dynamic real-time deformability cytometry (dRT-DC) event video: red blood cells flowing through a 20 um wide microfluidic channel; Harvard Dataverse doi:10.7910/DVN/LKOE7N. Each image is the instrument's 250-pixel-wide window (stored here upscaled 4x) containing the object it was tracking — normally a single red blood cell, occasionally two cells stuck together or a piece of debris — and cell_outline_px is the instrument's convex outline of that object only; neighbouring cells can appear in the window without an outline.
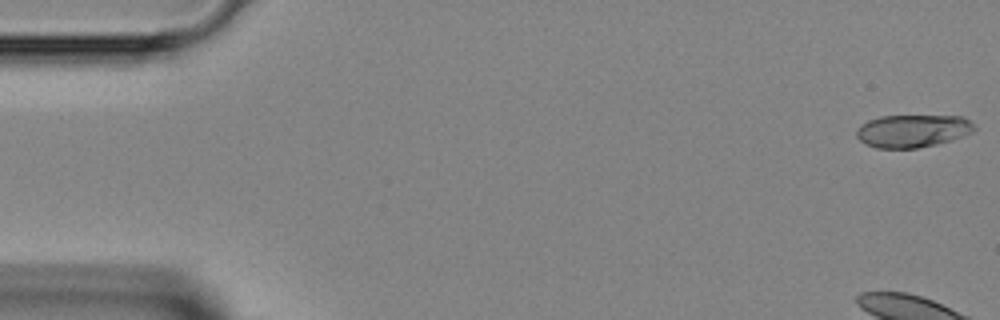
{"species": "Egyptian fruit bat (a non-hibernating species)", "species_latin": "Rousettus aegyptiacus", "temperature_condition": "room temperature", "stored_images_in_passage": 47, "camera_frame_rate_fps": 3000, "um_per_image_px": 0.085, "animal": {"sex": "female"}, "frame": {"image": 1, "passage_image": 1, "time_ms": 0.0, "image_size_px": [1000, 320], "cell_outline_px": [[976, 128], [972, 132], [952, 140], [936, 144], [916, 148], [876, 148], [860, 140], [856, 136], [856, 132], [860, 124], [868, 120], [880, 116], [964, 116]], "centroid_in_image_um": [77.56, 11.12], "position_along_channel_um": 7.4, "area_um2": 22.37}}
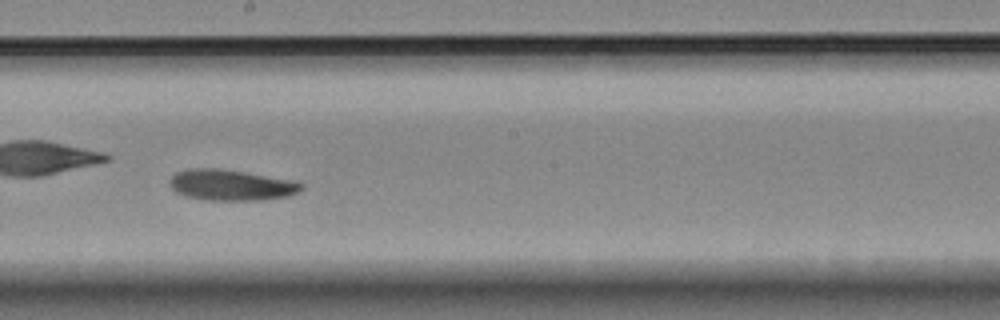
{"frame": {"image": 2, "passage_image": 26, "time_ms": 8.333, "image_size_px": [1000, 320], "cell_outline_px": [[304, 188], [300, 192], [288, 196], [264, 200], [204, 200], [184, 196], [176, 192], [172, 188], [172, 176], [176, 172], [188, 168], [220, 168], [296, 180], [304, 184]], "centroid_in_image_um": [19.71, 15.73], "position_along_channel_um": 228.5, "area_um2": 23.99}}
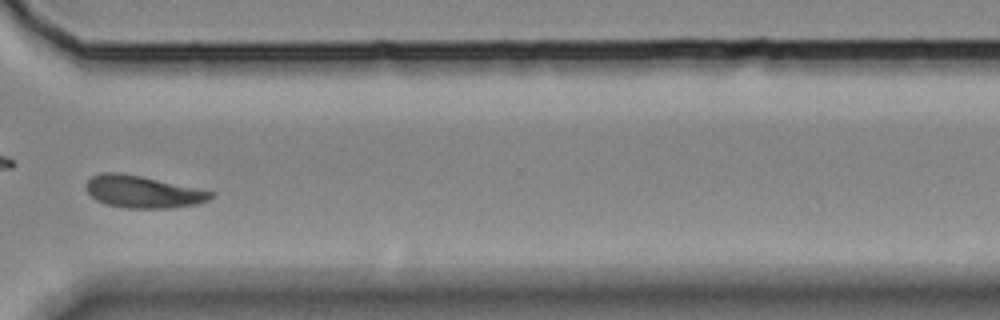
{"frame": {"image": 3, "passage_image": 35, "time_ms": 11.333, "image_size_px": [1000, 320], "cell_outline_px": [[216, 196], [200, 204], [172, 208], [128, 208], [108, 204], [96, 200], [84, 188], [84, 184], [92, 176], [100, 172], [116, 172], [140, 176], [196, 188], [212, 192]], "centroid_in_image_um": [12.13, 16.31], "position_along_channel_um": 358.5, "area_um2": 23.29}}